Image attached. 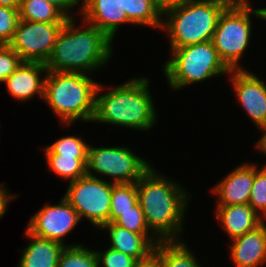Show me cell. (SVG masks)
<instances>
[{
    "label": "cell",
    "instance_id": "obj_1",
    "mask_svg": "<svg viewBox=\"0 0 266 267\" xmlns=\"http://www.w3.org/2000/svg\"><path fill=\"white\" fill-rule=\"evenodd\" d=\"M136 184L138 202L149 232L160 241L179 240L187 203L190 201L187 192L176 181L159 175L153 167Z\"/></svg>",
    "mask_w": 266,
    "mask_h": 267
},
{
    "label": "cell",
    "instance_id": "obj_2",
    "mask_svg": "<svg viewBox=\"0 0 266 267\" xmlns=\"http://www.w3.org/2000/svg\"><path fill=\"white\" fill-rule=\"evenodd\" d=\"M84 23L87 27L82 25L80 29L74 16L67 19L45 63L47 71L92 74L106 65L113 53V41L101 30Z\"/></svg>",
    "mask_w": 266,
    "mask_h": 267
},
{
    "label": "cell",
    "instance_id": "obj_3",
    "mask_svg": "<svg viewBox=\"0 0 266 267\" xmlns=\"http://www.w3.org/2000/svg\"><path fill=\"white\" fill-rule=\"evenodd\" d=\"M149 80L133 78L99 96L104 89L99 83L95 95V112L92 121L146 131L157 119L150 94Z\"/></svg>",
    "mask_w": 266,
    "mask_h": 267
},
{
    "label": "cell",
    "instance_id": "obj_4",
    "mask_svg": "<svg viewBox=\"0 0 266 267\" xmlns=\"http://www.w3.org/2000/svg\"><path fill=\"white\" fill-rule=\"evenodd\" d=\"M98 85L87 74L48 71L43 100L61 118L63 125H70L76 120L92 121Z\"/></svg>",
    "mask_w": 266,
    "mask_h": 267
},
{
    "label": "cell",
    "instance_id": "obj_5",
    "mask_svg": "<svg viewBox=\"0 0 266 267\" xmlns=\"http://www.w3.org/2000/svg\"><path fill=\"white\" fill-rule=\"evenodd\" d=\"M222 11L211 0H184L163 6L161 29L170 37V48L211 41Z\"/></svg>",
    "mask_w": 266,
    "mask_h": 267
},
{
    "label": "cell",
    "instance_id": "obj_6",
    "mask_svg": "<svg viewBox=\"0 0 266 267\" xmlns=\"http://www.w3.org/2000/svg\"><path fill=\"white\" fill-rule=\"evenodd\" d=\"M171 58L164 63L163 72L173 90L198 83L231 71L220 59L212 41L180 48H171Z\"/></svg>",
    "mask_w": 266,
    "mask_h": 267
},
{
    "label": "cell",
    "instance_id": "obj_7",
    "mask_svg": "<svg viewBox=\"0 0 266 267\" xmlns=\"http://www.w3.org/2000/svg\"><path fill=\"white\" fill-rule=\"evenodd\" d=\"M251 14L266 20V8L223 10L218 18L211 41L220 59L230 70L243 69L239 60L249 44Z\"/></svg>",
    "mask_w": 266,
    "mask_h": 267
},
{
    "label": "cell",
    "instance_id": "obj_8",
    "mask_svg": "<svg viewBox=\"0 0 266 267\" xmlns=\"http://www.w3.org/2000/svg\"><path fill=\"white\" fill-rule=\"evenodd\" d=\"M113 182L101 180L95 174L85 176L69 183L63 196L77 211L80 219L87 218L95 227L101 228L109 223Z\"/></svg>",
    "mask_w": 266,
    "mask_h": 267
},
{
    "label": "cell",
    "instance_id": "obj_9",
    "mask_svg": "<svg viewBox=\"0 0 266 267\" xmlns=\"http://www.w3.org/2000/svg\"><path fill=\"white\" fill-rule=\"evenodd\" d=\"M151 167L145 159L125 146L88 147L87 174L95 171L112 177L114 184L136 183Z\"/></svg>",
    "mask_w": 266,
    "mask_h": 267
},
{
    "label": "cell",
    "instance_id": "obj_10",
    "mask_svg": "<svg viewBox=\"0 0 266 267\" xmlns=\"http://www.w3.org/2000/svg\"><path fill=\"white\" fill-rule=\"evenodd\" d=\"M65 23H44L19 19L9 46L23 62L46 63Z\"/></svg>",
    "mask_w": 266,
    "mask_h": 267
},
{
    "label": "cell",
    "instance_id": "obj_11",
    "mask_svg": "<svg viewBox=\"0 0 266 267\" xmlns=\"http://www.w3.org/2000/svg\"><path fill=\"white\" fill-rule=\"evenodd\" d=\"M81 219L77 211L63 197L58 205L46 204L42 209L30 218L27 230L40 238L56 241L65 246L64 236H66Z\"/></svg>",
    "mask_w": 266,
    "mask_h": 267
},
{
    "label": "cell",
    "instance_id": "obj_12",
    "mask_svg": "<svg viewBox=\"0 0 266 267\" xmlns=\"http://www.w3.org/2000/svg\"><path fill=\"white\" fill-rule=\"evenodd\" d=\"M236 99L256 126L266 128V85L260 78L244 69L229 72Z\"/></svg>",
    "mask_w": 266,
    "mask_h": 267
},
{
    "label": "cell",
    "instance_id": "obj_13",
    "mask_svg": "<svg viewBox=\"0 0 266 267\" xmlns=\"http://www.w3.org/2000/svg\"><path fill=\"white\" fill-rule=\"evenodd\" d=\"M254 183V164H241L211 191L218 197L217 206L249 204Z\"/></svg>",
    "mask_w": 266,
    "mask_h": 267
},
{
    "label": "cell",
    "instance_id": "obj_14",
    "mask_svg": "<svg viewBox=\"0 0 266 267\" xmlns=\"http://www.w3.org/2000/svg\"><path fill=\"white\" fill-rule=\"evenodd\" d=\"M82 19L104 32L112 41L123 23L131 22L125 11H120L119 0H81ZM84 17V18H83Z\"/></svg>",
    "mask_w": 266,
    "mask_h": 267
},
{
    "label": "cell",
    "instance_id": "obj_15",
    "mask_svg": "<svg viewBox=\"0 0 266 267\" xmlns=\"http://www.w3.org/2000/svg\"><path fill=\"white\" fill-rule=\"evenodd\" d=\"M47 72L44 63L22 62L4 83H6L9 94L17 100L26 101L36 94L43 99L45 84L44 73ZM42 75L44 78H41Z\"/></svg>",
    "mask_w": 266,
    "mask_h": 267
},
{
    "label": "cell",
    "instance_id": "obj_16",
    "mask_svg": "<svg viewBox=\"0 0 266 267\" xmlns=\"http://www.w3.org/2000/svg\"><path fill=\"white\" fill-rule=\"evenodd\" d=\"M231 259L235 267H258L266 262V224L231 240Z\"/></svg>",
    "mask_w": 266,
    "mask_h": 267
},
{
    "label": "cell",
    "instance_id": "obj_17",
    "mask_svg": "<svg viewBox=\"0 0 266 267\" xmlns=\"http://www.w3.org/2000/svg\"><path fill=\"white\" fill-rule=\"evenodd\" d=\"M100 229L109 232L111 249L129 255L136 260L147 256L160 242L156 236L137 234L121 228L113 222L103 225Z\"/></svg>",
    "mask_w": 266,
    "mask_h": 267
},
{
    "label": "cell",
    "instance_id": "obj_18",
    "mask_svg": "<svg viewBox=\"0 0 266 267\" xmlns=\"http://www.w3.org/2000/svg\"><path fill=\"white\" fill-rule=\"evenodd\" d=\"M216 218L230 239L255 230L264 219L249 204L217 206Z\"/></svg>",
    "mask_w": 266,
    "mask_h": 267
},
{
    "label": "cell",
    "instance_id": "obj_19",
    "mask_svg": "<svg viewBox=\"0 0 266 267\" xmlns=\"http://www.w3.org/2000/svg\"><path fill=\"white\" fill-rule=\"evenodd\" d=\"M25 235L31 241L22 252L18 267H57L60 254L65 245L31 234Z\"/></svg>",
    "mask_w": 266,
    "mask_h": 267
},
{
    "label": "cell",
    "instance_id": "obj_20",
    "mask_svg": "<svg viewBox=\"0 0 266 267\" xmlns=\"http://www.w3.org/2000/svg\"><path fill=\"white\" fill-rule=\"evenodd\" d=\"M120 11H125L131 24L161 28L163 5L158 0H119Z\"/></svg>",
    "mask_w": 266,
    "mask_h": 267
},
{
    "label": "cell",
    "instance_id": "obj_21",
    "mask_svg": "<svg viewBox=\"0 0 266 267\" xmlns=\"http://www.w3.org/2000/svg\"><path fill=\"white\" fill-rule=\"evenodd\" d=\"M19 19L44 23H65L68 18L47 0H21Z\"/></svg>",
    "mask_w": 266,
    "mask_h": 267
},
{
    "label": "cell",
    "instance_id": "obj_22",
    "mask_svg": "<svg viewBox=\"0 0 266 267\" xmlns=\"http://www.w3.org/2000/svg\"><path fill=\"white\" fill-rule=\"evenodd\" d=\"M180 240L160 241L155 246L161 254L163 267H201L187 244Z\"/></svg>",
    "mask_w": 266,
    "mask_h": 267
},
{
    "label": "cell",
    "instance_id": "obj_23",
    "mask_svg": "<svg viewBox=\"0 0 266 267\" xmlns=\"http://www.w3.org/2000/svg\"><path fill=\"white\" fill-rule=\"evenodd\" d=\"M48 167L53 173L69 182L87 174V157H61L55 153H45Z\"/></svg>",
    "mask_w": 266,
    "mask_h": 267
},
{
    "label": "cell",
    "instance_id": "obj_24",
    "mask_svg": "<svg viewBox=\"0 0 266 267\" xmlns=\"http://www.w3.org/2000/svg\"><path fill=\"white\" fill-rule=\"evenodd\" d=\"M137 202L138 195L136 183H113L109 223L114 222L121 215V212L131 210V207L134 206Z\"/></svg>",
    "mask_w": 266,
    "mask_h": 267
},
{
    "label": "cell",
    "instance_id": "obj_25",
    "mask_svg": "<svg viewBox=\"0 0 266 267\" xmlns=\"http://www.w3.org/2000/svg\"><path fill=\"white\" fill-rule=\"evenodd\" d=\"M57 267H99L94 250L82 245L65 246L62 250Z\"/></svg>",
    "mask_w": 266,
    "mask_h": 267
},
{
    "label": "cell",
    "instance_id": "obj_26",
    "mask_svg": "<svg viewBox=\"0 0 266 267\" xmlns=\"http://www.w3.org/2000/svg\"><path fill=\"white\" fill-rule=\"evenodd\" d=\"M89 144L78 136H65L43 150L45 153H55L61 157H87Z\"/></svg>",
    "mask_w": 266,
    "mask_h": 267
},
{
    "label": "cell",
    "instance_id": "obj_27",
    "mask_svg": "<svg viewBox=\"0 0 266 267\" xmlns=\"http://www.w3.org/2000/svg\"><path fill=\"white\" fill-rule=\"evenodd\" d=\"M115 225L141 235H153L145 219V215L139 202L131 207V210L121 212V215L113 222Z\"/></svg>",
    "mask_w": 266,
    "mask_h": 267
},
{
    "label": "cell",
    "instance_id": "obj_28",
    "mask_svg": "<svg viewBox=\"0 0 266 267\" xmlns=\"http://www.w3.org/2000/svg\"><path fill=\"white\" fill-rule=\"evenodd\" d=\"M257 168L258 166L254 164V183L249 205L258 215L266 219V166L260 170Z\"/></svg>",
    "mask_w": 266,
    "mask_h": 267
},
{
    "label": "cell",
    "instance_id": "obj_29",
    "mask_svg": "<svg viewBox=\"0 0 266 267\" xmlns=\"http://www.w3.org/2000/svg\"><path fill=\"white\" fill-rule=\"evenodd\" d=\"M18 22L19 10L0 6V45L10 44Z\"/></svg>",
    "mask_w": 266,
    "mask_h": 267
},
{
    "label": "cell",
    "instance_id": "obj_30",
    "mask_svg": "<svg viewBox=\"0 0 266 267\" xmlns=\"http://www.w3.org/2000/svg\"><path fill=\"white\" fill-rule=\"evenodd\" d=\"M98 266L103 267H133L136 259L122 252L107 248L106 251H95Z\"/></svg>",
    "mask_w": 266,
    "mask_h": 267
},
{
    "label": "cell",
    "instance_id": "obj_31",
    "mask_svg": "<svg viewBox=\"0 0 266 267\" xmlns=\"http://www.w3.org/2000/svg\"><path fill=\"white\" fill-rule=\"evenodd\" d=\"M22 62L20 56L9 45H0V83L4 82Z\"/></svg>",
    "mask_w": 266,
    "mask_h": 267
},
{
    "label": "cell",
    "instance_id": "obj_32",
    "mask_svg": "<svg viewBox=\"0 0 266 267\" xmlns=\"http://www.w3.org/2000/svg\"><path fill=\"white\" fill-rule=\"evenodd\" d=\"M133 267H163L160 252L155 248L147 256L136 260Z\"/></svg>",
    "mask_w": 266,
    "mask_h": 267
},
{
    "label": "cell",
    "instance_id": "obj_33",
    "mask_svg": "<svg viewBox=\"0 0 266 267\" xmlns=\"http://www.w3.org/2000/svg\"><path fill=\"white\" fill-rule=\"evenodd\" d=\"M219 5L223 10L232 9H252L248 0H211ZM251 6V7H250Z\"/></svg>",
    "mask_w": 266,
    "mask_h": 267
},
{
    "label": "cell",
    "instance_id": "obj_34",
    "mask_svg": "<svg viewBox=\"0 0 266 267\" xmlns=\"http://www.w3.org/2000/svg\"><path fill=\"white\" fill-rule=\"evenodd\" d=\"M52 5L56 6L67 18H72L69 11L71 8L80 4V0H47Z\"/></svg>",
    "mask_w": 266,
    "mask_h": 267
},
{
    "label": "cell",
    "instance_id": "obj_35",
    "mask_svg": "<svg viewBox=\"0 0 266 267\" xmlns=\"http://www.w3.org/2000/svg\"><path fill=\"white\" fill-rule=\"evenodd\" d=\"M4 186V183L0 184V217H2L3 215H5L6 211H7V205L9 204V202H11V200H13V198L15 199L16 195H13L11 193H9V191L6 190Z\"/></svg>",
    "mask_w": 266,
    "mask_h": 267
},
{
    "label": "cell",
    "instance_id": "obj_36",
    "mask_svg": "<svg viewBox=\"0 0 266 267\" xmlns=\"http://www.w3.org/2000/svg\"><path fill=\"white\" fill-rule=\"evenodd\" d=\"M21 0H0V6L19 10Z\"/></svg>",
    "mask_w": 266,
    "mask_h": 267
},
{
    "label": "cell",
    "instance_id": "obj_37",
    "mask_svg": "<svg viewBox=\"0 0 266 267\" xmlns=\"http://www.w3.org/2000/svg\"><path fill=\"white\" fill-rule=\"evenodd\" d=\"M262 132L263 135L258 140L256 147L259 149V151H262L264 154H266V128Z\"/></svg>",
    "mask_w": 266,
    "mask_h": 267
},
{
    "label": "cell",
    "instance_id": "obj_38",
    "mask_svg": "<svg viewBox=\"0 0 266 267\" xmlns=\"http://www.w3.org/2000/svg\"><path fill=\"white\" fill-rule=\"evenodd\" d=\"M163 6L174 3V2H179V1H184V0H158Z\"/></svg>",
    "mask_w": 266,
    "mask_h": 267
}]
</instances>
